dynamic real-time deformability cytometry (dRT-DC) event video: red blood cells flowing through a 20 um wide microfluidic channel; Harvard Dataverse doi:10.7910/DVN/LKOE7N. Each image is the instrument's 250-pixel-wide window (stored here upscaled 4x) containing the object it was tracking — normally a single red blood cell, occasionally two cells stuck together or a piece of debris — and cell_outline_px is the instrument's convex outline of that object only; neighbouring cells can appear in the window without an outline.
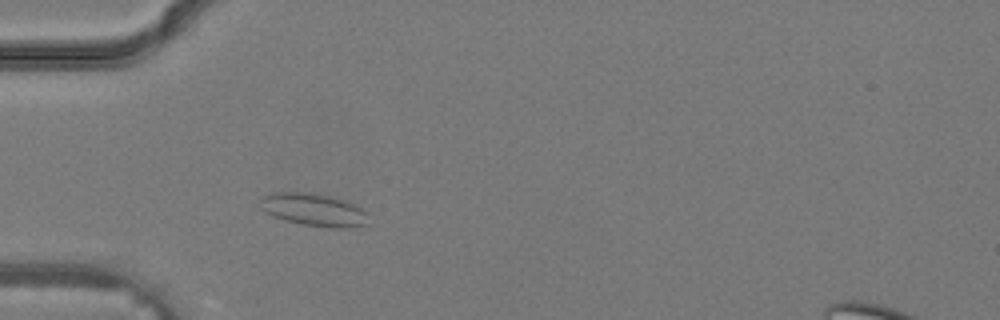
{"species": "common noctule bat (a hibernating species)", "species_latin": "Nyctalus noctula", "temperature_condition": "warm", "stored_images_in_passage": 25, "camera_frame_rate_fps": 3000, "um_per_image_px": 0.085, "animal": {"sex": "male", "body_mass_g": 19.2, "forearm_length_mm": 51.8}, "frame": {"image": 1, "passage_image": 1, "time_ms": 0.0, "image_size_px": [1000, 320], "cell_outline_px": [[368, 224], [352, 228], [332, 228], [304, 224], [284, 220], [272, 216], [264, 212], [260, 208], [260, 200], [264, 196], [272, 192], [312, 192], [332, 196], [344, 200], [368, 212]], "centroid_in_image_um": [26.67, 17.83], "position_along_channel_um": 58.3, "area_um2": 20.87}}
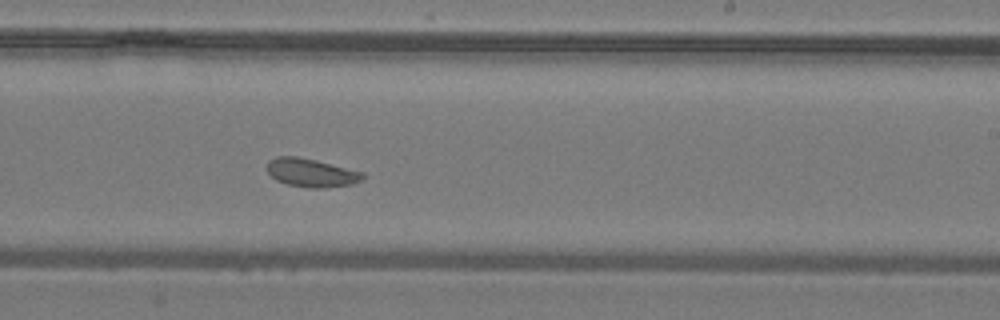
{"frame": {"image": 2, "passage_image": 12, "time_ms": 3.667, "image_size_px": [1000, 320], "cell_outline_px": [[364, 176], [360, 180], [352, 184], [324, 188], [308, 188], [288, 184], [276, 180], [268, 172], [268, 160], [276, 156], [296, 156], [316, 160], [364, 172]], "centroid_in_image_um": [26.45, 14.68], "position_along_channel_um": 262.5, "area_um2": 15.78}}
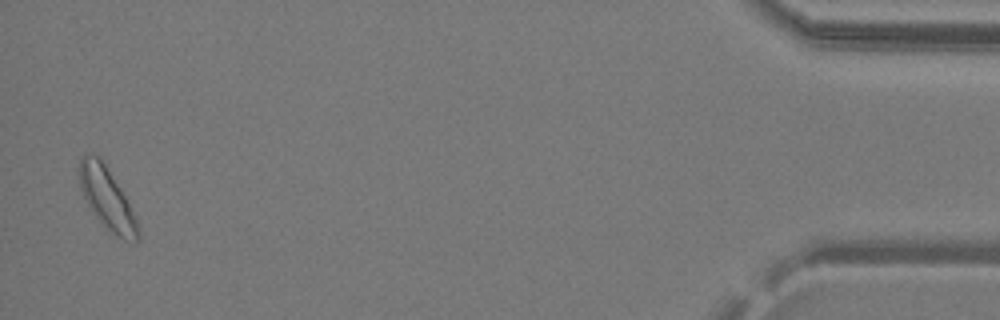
{"frame": {"image": 3, "passage_image": 25, "time_ms": 8.0, "image_size_px": [1000, 320], "cell_outline_px": [[140, 240], [136, 244], [124, 240], [116, 236], [92, 212], [80, 188], [80, 156], [84, 152], [88, 152], [100, 156], [120, 188], [136, 220], [140, 232]], "centroid_in_image_um": [9.1, 16.86], "position_along_channel_um": 426.1, "area_um2": 20.75}}